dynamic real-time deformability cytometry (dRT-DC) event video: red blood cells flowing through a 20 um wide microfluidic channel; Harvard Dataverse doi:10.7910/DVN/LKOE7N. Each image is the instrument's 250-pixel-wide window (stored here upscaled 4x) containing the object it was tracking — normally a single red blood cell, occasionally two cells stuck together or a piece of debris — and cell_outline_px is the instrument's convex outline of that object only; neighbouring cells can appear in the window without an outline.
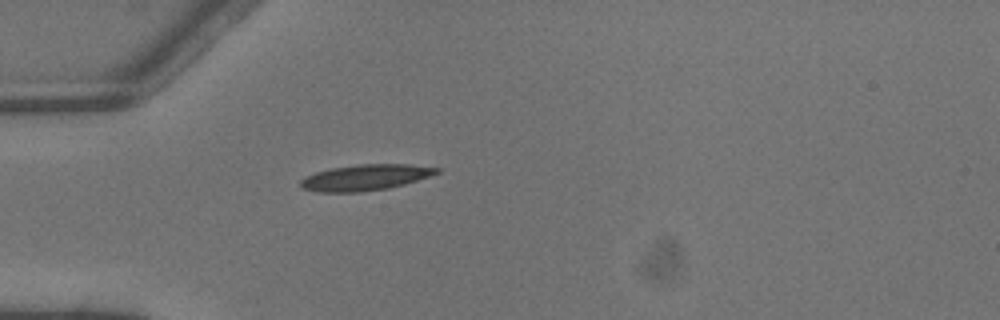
{"species": "common noctule bat (a hibernating species)", "species_latin": "Nyctalus noctula", "temperature_condition": "warm", "stored_images_in_passage": 1, "camera_frame_rate_fps": 3000, "um_per_image_px": 0.085, "animal": {"sex": "male", "body_mass_g": 13.3}, "frame": {"image": 1, "passage_image": 1, "time_ms": 0.0, "image_size_px": [1000, 320], "cell_outline_px": [[440, 172], [404, 184], [388, 188], [360, 192], [320, 192], [300, 188], [300, 180], [304, 176], [316, 172], [332, 168], [360, 164], [408, 164], [440, 168]], "centroid_in_image_um": [31.01, 15.08], "position_along_channel_um": 54.0, "area_um2": 20.46}}